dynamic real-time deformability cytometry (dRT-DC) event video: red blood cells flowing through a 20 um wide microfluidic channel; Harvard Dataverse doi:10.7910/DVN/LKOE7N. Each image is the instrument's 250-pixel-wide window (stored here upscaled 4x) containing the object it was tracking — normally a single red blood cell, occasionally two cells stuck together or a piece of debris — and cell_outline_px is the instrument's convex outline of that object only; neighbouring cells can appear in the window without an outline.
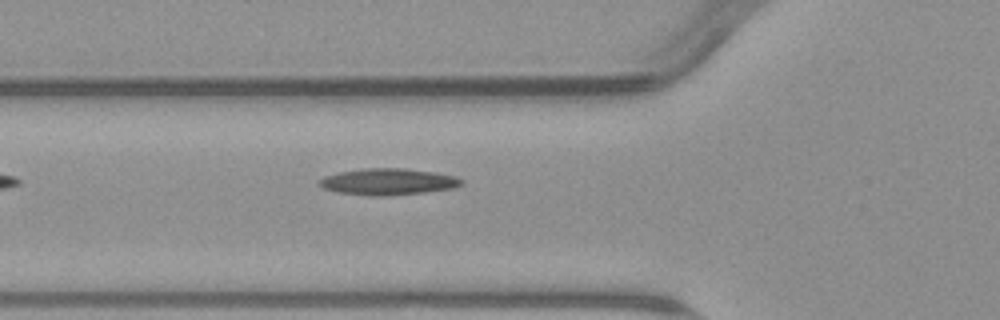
{"species": "common noctule bat (a hibernating species)", "species_latin": "Nyctalus noctula", "temperature_condition": "warm", "stored_images_in_passage": 6, "camera_frame_rate_fps": 3000, "um_per_image_px": 0.085, "animal": {"sex": "male", "body_mass_g": 23.1, "forearm_length_mm": 52.7}, "frame": {"image": 1, "passage_image": 6, "time_ms": 6.0, "image_size_px": [1000, 320], "cell_outline_px": [[464, 184], [452, 188], [424, 192], [388, 196], [372, 196], [336, 192], [324, 188], [316, 184], [316, 180], [324, 176], [340, 172], [364, 168], [404, 168], [432, 172], [456, 176], [464, 180]], "centroid_in_image_um": [32.95, 15.45], "position_along_channel_um": 92.9, "area_um2": 22.08}}